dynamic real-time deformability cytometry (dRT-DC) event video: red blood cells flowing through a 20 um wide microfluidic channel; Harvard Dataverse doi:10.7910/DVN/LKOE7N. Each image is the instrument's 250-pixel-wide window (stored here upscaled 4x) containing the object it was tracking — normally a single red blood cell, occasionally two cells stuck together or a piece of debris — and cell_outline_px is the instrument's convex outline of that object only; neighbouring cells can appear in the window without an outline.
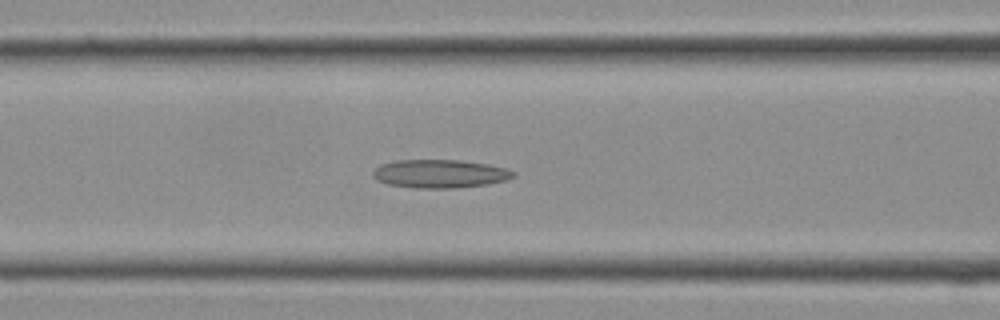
{"species": "Egyptian fruit bat (a non-hibernating species)", "species_latin": "Rousettus aegyptiacus", "temperature_condition": "cold", "stored_images_in_passage": 16, "camera_frame_rate_fps": 3000, "um_per_image_px": 0.085, "frame": {"image": 1, "passage_image": 7, "time_ms": 2.0, "image_size_px": [1000, 320], "cell_outline_px": [[516, 176], [508, 180], [488, 184], [452, 188], [416, 188], [388, 184], [376, 180], [372, 176], [372, 172], [380, 164], [396, 160], [460, 160], [488, 164], [504, 168], [516, 172]], "centroid_in_image_um": [37.39, 14.77], "position_along_channel_um": 129.2, "area_um2": 23.29}}
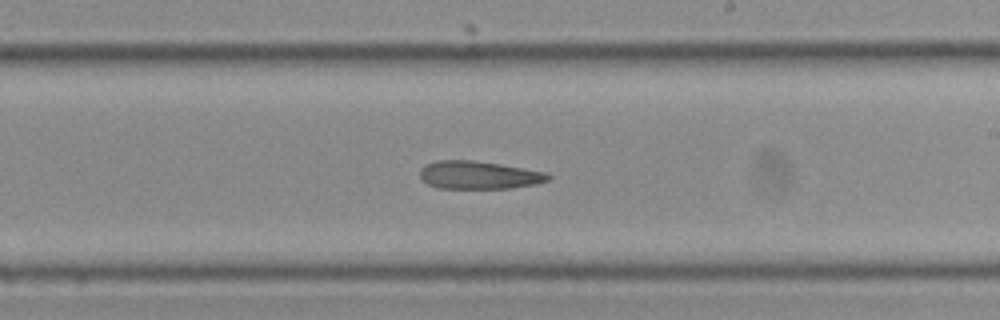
{"frame": {"image": 2, "passage_image": 12, "time_ms": 3.667, "image_size_px": [1000, 320], "cell_outline_px": [[552, 176], [548, 180], [536, 184], [512, 188], [440, 188], [428, 184], [420, 180], [420, 168], [424, 164], [436, 160], [472, 160], [500, 164], [548, 172]], "centroid_in_image_um": [40.69, 14.87], "position_along_channel_um": 248.3, "area_um2": 21.1}}
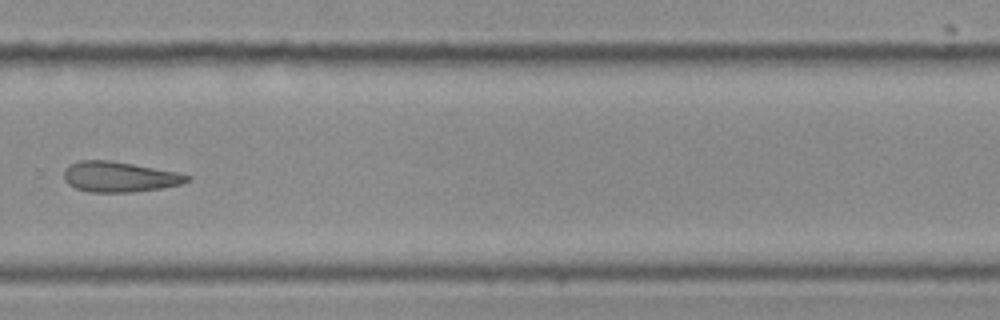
{"frame": {"image": 3, "passage_image": 15, "time_ms": 4.667, "image_size_px": [1000, 320], "cell_outline_px": [[192, 176], [188, 180], [180, 184], [160, 188], [132, 192], [88, 192], [76, 188], [68, 184], [64, 180], [64, 168], [68, 164], [80, 160], [108, 160], [132, 164], [176, 172]], "centroid_in_image_um": [10.08, 15.03], "position_along_channel_um": 319.7, "area_um2": 21.68}}